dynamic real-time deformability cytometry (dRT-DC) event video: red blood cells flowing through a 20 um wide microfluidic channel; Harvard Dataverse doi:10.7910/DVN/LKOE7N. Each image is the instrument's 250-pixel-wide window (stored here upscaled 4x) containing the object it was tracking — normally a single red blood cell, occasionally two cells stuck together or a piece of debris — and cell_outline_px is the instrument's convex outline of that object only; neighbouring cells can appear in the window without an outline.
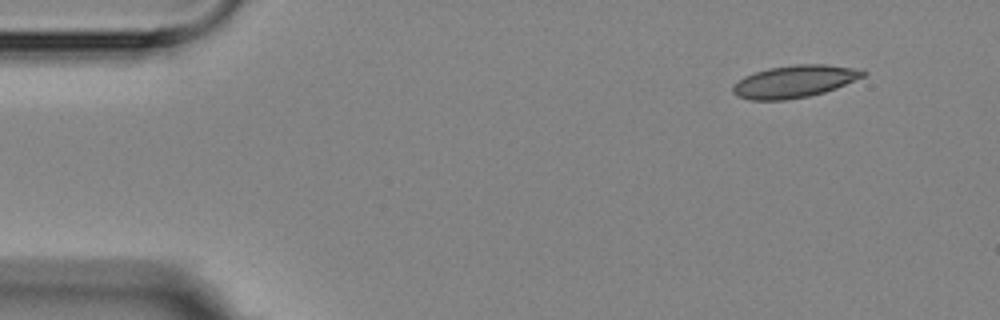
{"species": "Egyptian fruit bat (a non-hibernating species)", "species_latin": "Rousettus aegyptiacus", "temperature_condition": "room temperature", "stored_images_in_passage": 4, "camera_frame_rate_fps": 3000, "um_per_image_px": 0.085, "animal": {"sex": "female"}, "frame": {"image": 1, "passage_image": 1, "time_ms": 0.0, "image_size_px": [1000, 320], "cell_outline_px": [[868, 72], [864, 76], [836, 88], [824, 92], [808, 96], [784, 100], [752, 100], [736, 96], [732, 92], [732, 84], [744, 76], [768, 68], [796, 64], [828, 64], [864, 68]], "centroid_in_image_um": [67.56, 6.91], "position_along_channel_um": 17.4, "area_um2": 24.8}}
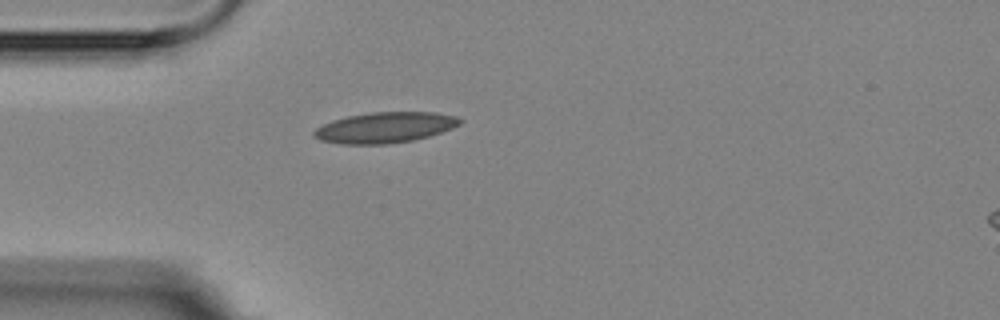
{"frame": {"image": 2, "passage_image": 4, "time_ms": 3.333, "image_size_px": [1000, 320], "cell_outline_px": [[464, 120], [460, 124], [452, 128], [428, 136], [412, 140], [384, 144], [344, 144], [320, 140], [312, 136], [312, 132], [316, 128], [332, 120], [348, 116], [372, 112], [436, 112], [456, 116]], "centroid_in_image_um": [32.72, 10.83], "position_along_channel_um": 52.3, "area_um2": 26.01}}